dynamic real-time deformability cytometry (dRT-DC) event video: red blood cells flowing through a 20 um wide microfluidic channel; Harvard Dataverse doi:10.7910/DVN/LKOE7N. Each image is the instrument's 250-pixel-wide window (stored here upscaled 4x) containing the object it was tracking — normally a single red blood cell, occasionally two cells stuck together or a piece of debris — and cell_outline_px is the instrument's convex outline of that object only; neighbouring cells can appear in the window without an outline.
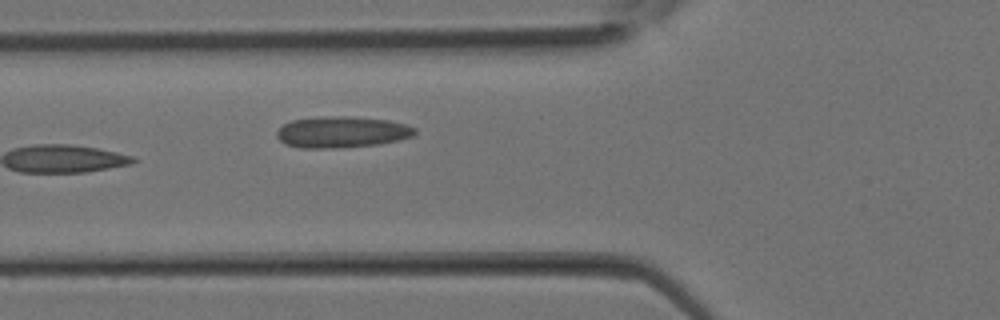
{"species": "Egyptian fruit bat (a non-hibernating species)", "species_latin": "Rousettus aegyptiacus", "temperature_condition": "room temperature", "stored_images_in_passage": 4, "camera_frame_rate_fps": 3000, "um_per_image_px": 0.085, "animal": {"sex": "female"}, "frame": {"image": 1, "passage_image": 4, "time_ms": 1.0, "image_size_px": [1000, 320], "cell_outline_px": [[416, 132], [412, 136], [400, 140], [380, 144], [332, 148], [300, 148], [284, 144], [276, 136], [276, 132], [284, 124], [292, 120], [324, 116], [348, 116], [388, 120], [404, 124], [416, 128]], "centroid_in_image_um": [29.04, 11.23], "position_along_channel_um": 96.8, "area_um2": 25.2}}